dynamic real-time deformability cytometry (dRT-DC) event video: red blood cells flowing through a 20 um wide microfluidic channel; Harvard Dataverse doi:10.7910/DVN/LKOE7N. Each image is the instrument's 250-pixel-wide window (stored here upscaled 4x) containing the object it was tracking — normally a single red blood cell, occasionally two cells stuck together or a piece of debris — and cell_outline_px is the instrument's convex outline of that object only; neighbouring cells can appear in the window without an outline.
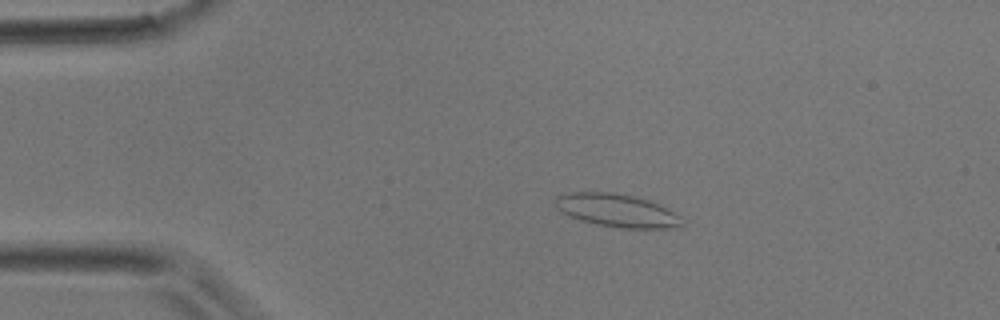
{"species": "common noctule bat (a hibernating species)", "species_latin": "Nyctalus noctula", "temperature_condition": "room temperature", "stored_images_in_passage": 2, "camera_frame_rate_fps": 3000, "um_per_image_px": 0.085, "animal": {"sex": "male", "body_mass_g": 17.9}, "frame": {"image": 1, "passage_image": 1, "time_ms": 0.0, "image_size_px": [1000, 320], "cell_outline_px": [[684, 224], [680, 228], [620, 228], [596, 224], [580, 220], [560, 212], [556, 208], [552, 200], [556, 196], [568, 192], [612, 192], [632, 196], [648, 200], [660, 204], [680, 216]], "centroid_in_image_um": [52.41, 17.89], "position_along_channel_um": 32.6, "area_um2": 24.68}}